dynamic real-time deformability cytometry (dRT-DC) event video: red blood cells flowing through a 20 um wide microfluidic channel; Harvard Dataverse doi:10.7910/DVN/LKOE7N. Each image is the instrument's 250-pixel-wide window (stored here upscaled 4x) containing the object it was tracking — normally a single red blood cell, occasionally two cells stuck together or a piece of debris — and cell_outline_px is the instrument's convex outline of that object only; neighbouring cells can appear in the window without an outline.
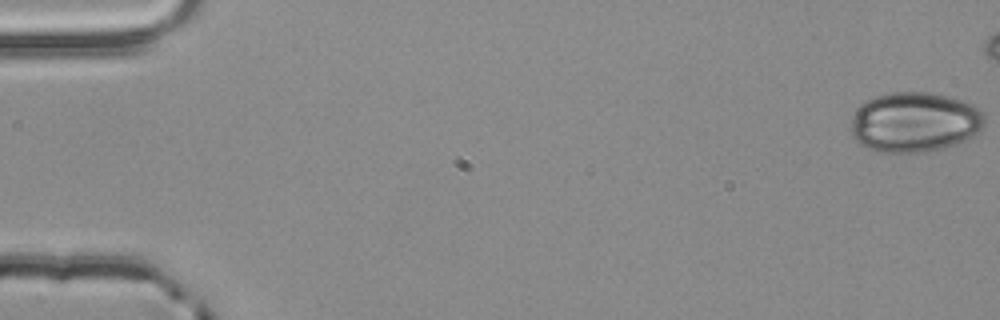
{"species": "common noctule bat (a hibernating species)", "species_latin": "Nyctalus noctula", "temperature_condition": "room temperature", "stored_images_in_passage": 48, "camera_frame_rate_fps": 3000, "um_per_image_px": 0.085, "animal": {"sex": "male", "body_mass_g": 20.4}, "frame": {"image": 1, "passage_image": 1, "time_ms": 0.0, "image_size_px": [1000, 320], "cell_outline_px": [[984, 124], [980, 132], [976, 136], [956, 144], [944, 148], [924, 152], [876, 152], [860, 144], [852, 136], [852, 116], [856, 108], [860, 104], [876, 96], [892, 92], [928, 92], [948, 96], [964, 100], [972, 104], [984, 116]], "centroid_in_image_um": [77.75, 10.39], "position_along_channel_um": 7.3, "area_um2": 47.05}}
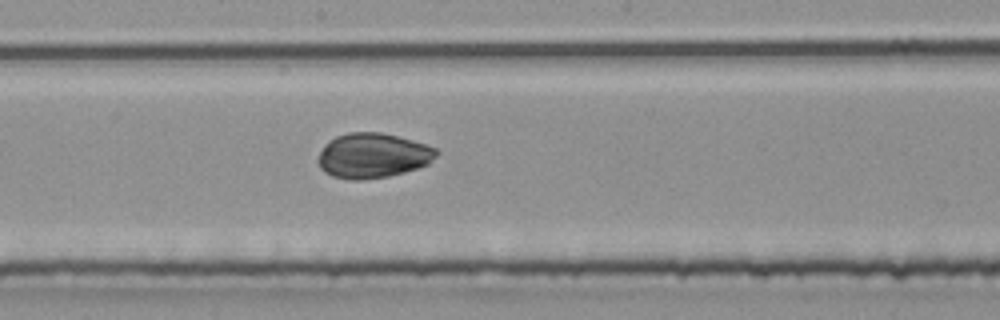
{"frame": {"image": 2, "passage_image": 30, "time_ms": 9.667, "image_size_px": [1000, 320], "cell_outline_px": [[440, 152], [428, 164], [404, 172], [388, 176], [360, 180], [348, 180], [332, 176], [324, 172], [320, 168], [316, 160], [324, 144], [328, 140], [336, 136], [348, 132], [380, 132], [412, 140], [436, 148]], "centroid_in_image_um": [31.64, 13.22], "position_along_channel_um": 216.6, "area_um2": 31.1}}
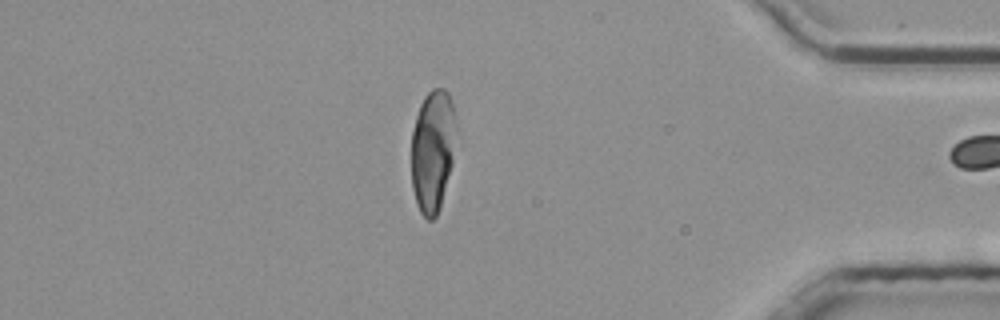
{"frame": {"image": 3, "passage_image": 47, "time_ms": 15.333, "image_size_px": [1000, 320], "cell_outline_px": [[456, 128], [452, 164], [440, 208], [436, 216], [432, 220], [428, 220], [420, 212], [416, 204], [412, 188], [412, 132], [416, 116], [420, 104], [424, 96], [432, 88], [444, 88], [448, 92], [452, 104], [456, 120]], "centroid_in_image_um": [36.77, 12.8], "position_along_channel_um": 398.4, "area_um2": 32.02}}